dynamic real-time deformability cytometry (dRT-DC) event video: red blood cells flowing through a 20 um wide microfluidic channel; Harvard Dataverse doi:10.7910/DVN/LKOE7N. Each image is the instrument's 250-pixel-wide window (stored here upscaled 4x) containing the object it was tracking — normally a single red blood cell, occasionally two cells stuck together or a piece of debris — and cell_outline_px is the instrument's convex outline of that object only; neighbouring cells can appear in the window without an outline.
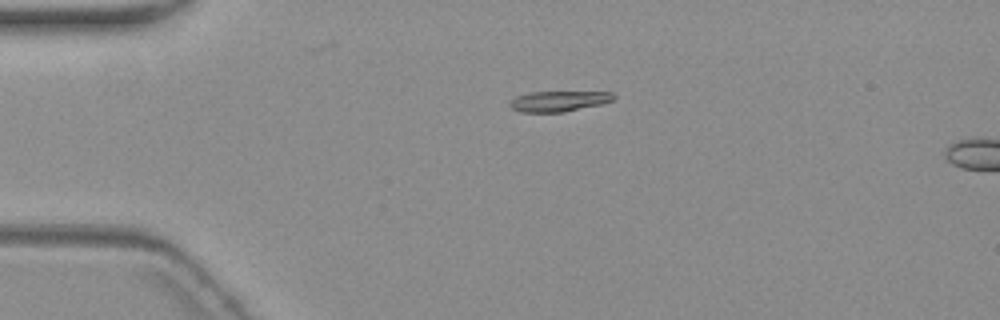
{"species": "common noctule bat (a hibernating species)", "species_latin": "Nyctalus noctula", "temperature_condition": "warm", "stored_images_in_passage": 5, "camera_frame_rate_fps": 3000, "um_per_image_px": 0.085, "animal": {"sex": "female", "body_mass_g": 19.3, "forearm_length_mm": 54.1}, "frame": {"image": 1, "passage_image": 4, "time_ms": 3.667, "image_size_px": [1000, 320], "cell_outline_px": [[616, 96], [612, 100], [600, 104], [564, 112], [520, 112], [512, 108], [508, 104], [516, 96], [532, 92], [612, 92]], "centroid_in_image_um": [47.48, 8.6], "position_along_channel_um": 37.5, "area_um2": 12.25}}